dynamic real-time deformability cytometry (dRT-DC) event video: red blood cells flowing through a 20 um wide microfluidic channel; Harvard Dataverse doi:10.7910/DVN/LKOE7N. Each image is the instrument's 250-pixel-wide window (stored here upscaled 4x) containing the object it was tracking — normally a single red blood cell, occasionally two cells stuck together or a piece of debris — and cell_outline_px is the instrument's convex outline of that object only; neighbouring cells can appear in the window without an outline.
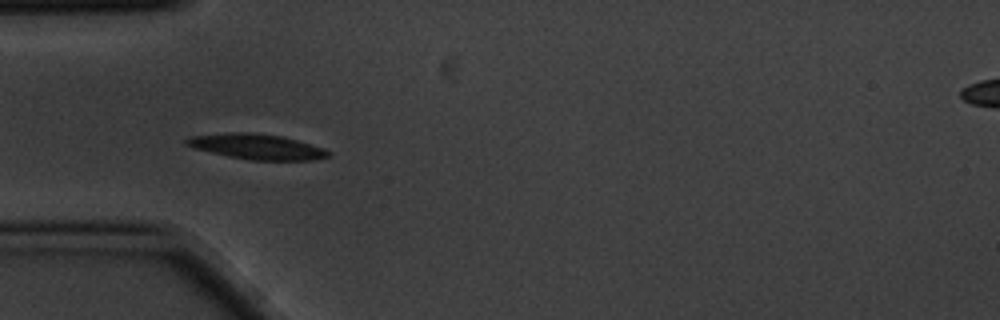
{"species": "common noctule bat (a hibernating species)", "species_latin": "Nyctalus noctula", "temperature_condition": "cold", "stored_images_in_passage": 8, "camera_frame_rate_fps": 3000, "um_per_image_px": 0.085, "animal": {"sex": "male", "body_mass_g": 20.1, "forearm_length_mm": 53.5}, "frame": {"image": 1, "passage_image": 4, "time_ms": 1.0, "image_size_px": [1000, 320], "cell_outline_px": [[332, 152], [328, 156], [316, 160], [248, 160], [228, 156], [192, 148], [184, 144], [184, 140], [192, 136], [232, 132], [252, 132], [280, 136], [296, 140], [324, 148]], "centroid_in_image_um": [21.81, 12.47], "position_along_channel_um": 63.2, "area_um2": 20.92}}